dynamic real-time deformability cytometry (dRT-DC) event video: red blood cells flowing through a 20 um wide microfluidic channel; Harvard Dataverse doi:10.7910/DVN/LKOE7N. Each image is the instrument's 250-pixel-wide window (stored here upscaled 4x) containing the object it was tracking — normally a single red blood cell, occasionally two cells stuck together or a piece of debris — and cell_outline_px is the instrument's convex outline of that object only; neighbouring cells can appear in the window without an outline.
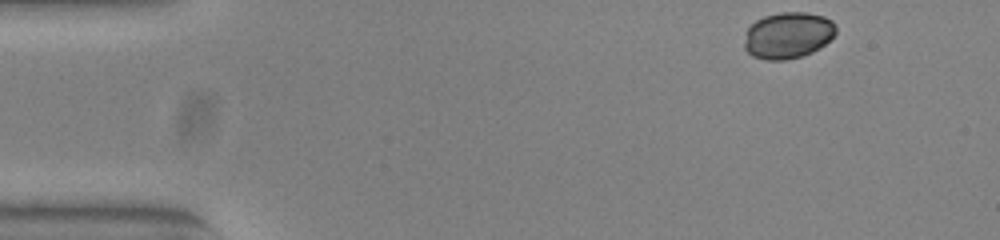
{"species": "common noctule bat (a hibernating species)", "species_latin": "Nyctalus noctula", "temperature_condition": "warm", "stored_images_in_passage": 48, "camera_frame_rate_fps": 3000, "um_per_image_px": 0.085, "animal": {"sex": "female", "body_mass_g": 23.0, "forearm_length_mm": 53.4}, "frame": {"image": 1, "passage_image": 1, "time_ms": 0.0, "image_size_px": [1000, 240], "cell_outline_px": [[836, 32], [820, 48], [812, 52], [800, 56], [784, 60], [768, 60], [752, 56], [744, 48], [744, 44], [748, 28], [756, 20], [764, 16], [780, 12], [804, 12], [824, 16], [832, 20], [836, 24]], "centroid_in_image_um": [66.98, 2.99], "position_along_channel_um": 18.0, "area_um2": 24.68}}
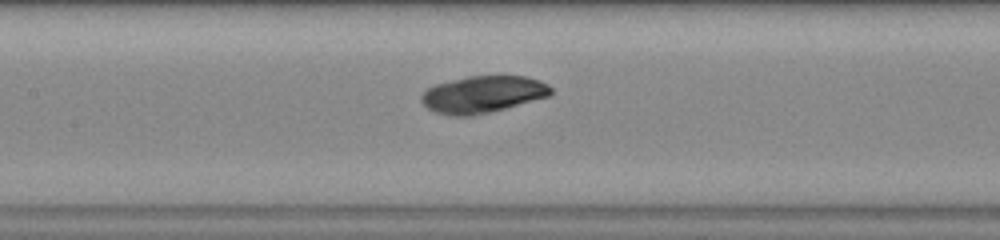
{"frame": {"image": 2, "passage_image": 20, "time_ms": 6.333, "image_size_px": [1000, 240], "cell_outline_px": [[552, 92], [548, 96], [504, 108], [472, 116], [452, 116], [436, 112], [428, 108], [420, 100], [420, 96], [428, 88], [436, 84], [468, 76], [524, 76], [540, 80], [548, 84], [552, 88]], "centroid_in_image_um": [41.03, 8.01], "position_along_channel_um": 166.4, "area_um2": 27.57}}
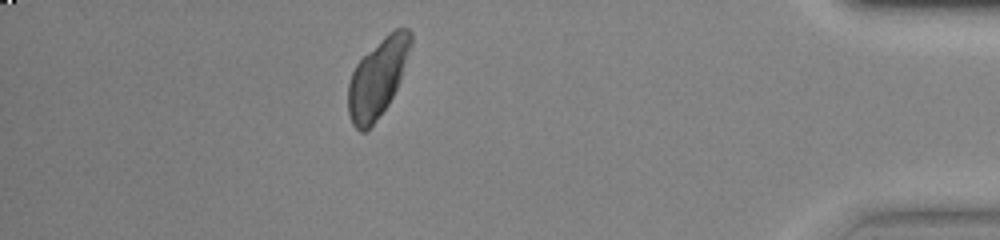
{"frame": {"image": 3, "passage_image": 42, "time_ms": 13.667, "image_size_px": [1000, 240], "cell_outline_px": [[412, 44], [400, 80], [388, 104], [376, 120], [364, 132], [360, 132], [352, 124], [348, 112], [348, 84], [352, 72], [356, 64], [388, 32], [396, 28], [408, 28], [412, 32]], "centroid_in_image_um": [32.1, 6.61], "position_along_channel_um": 403.1, "area_um2": 28.26}}